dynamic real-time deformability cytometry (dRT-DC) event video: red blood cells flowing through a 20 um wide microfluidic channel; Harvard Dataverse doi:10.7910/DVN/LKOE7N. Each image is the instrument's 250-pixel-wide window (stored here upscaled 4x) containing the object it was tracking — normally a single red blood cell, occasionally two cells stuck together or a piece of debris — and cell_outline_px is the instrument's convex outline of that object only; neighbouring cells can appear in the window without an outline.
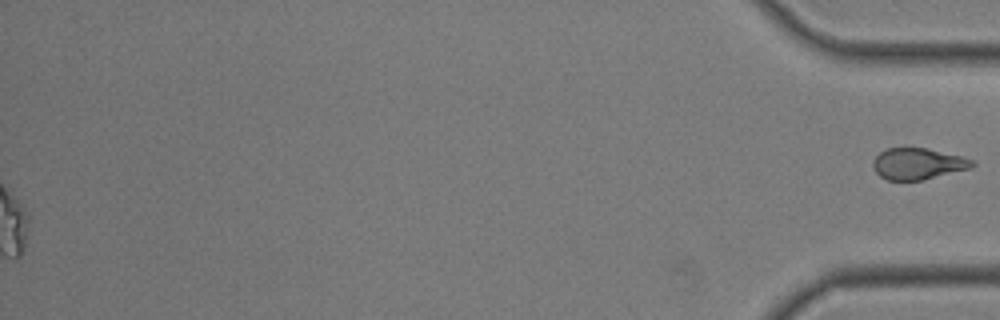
{"species": "common noctule bat (a hibernating species)", "species_latin": "Nyctalus noctula", "temperature_condition": "room temperature", "stored_images_in_passage": 44, "segment_of_instrument_passage": [2, 2], "camera_frame_rate_fps": 3000, "um_per_image_px": 0.085, "animal": {"sex": "male", "body_mass_g": 19.0, "forearm_length_mm": 50.8}, "frame": {"image": 1, "passage_image": 44, "time_ms": 14.333, "image_size_px": [1000, 320], "cell_outline_px": [[976, 164], [972, 168], [920, 180], [888, 180], [880, 176], [872, 168], [872, 160], [880, 152], [888, 148], [928, 148], [960, 156], [972, 160]], "centroid_in_image_um": [78.0, 13.92], "position_along_channel_um": 357.2, "area_um2": 18.03}}